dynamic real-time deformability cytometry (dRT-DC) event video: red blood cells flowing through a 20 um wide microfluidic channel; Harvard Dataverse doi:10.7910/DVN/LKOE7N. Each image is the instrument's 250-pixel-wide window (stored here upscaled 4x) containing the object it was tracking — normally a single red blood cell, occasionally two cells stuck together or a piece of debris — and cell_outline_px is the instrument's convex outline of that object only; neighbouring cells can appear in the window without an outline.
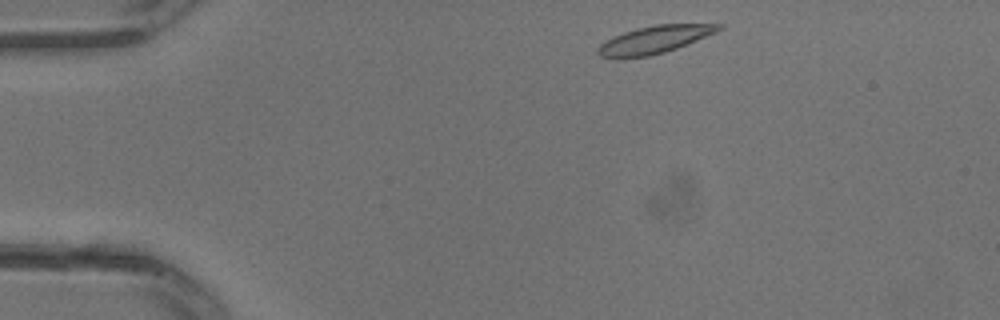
{"species": "common noctule bat (a hibernating species)", "species_latin": "Nyctalus noctula", "temperature_condition": "warm", "stored_images_in_passage": 13, "camera_frame_rate_fps": 3000, "um_per_image_px": 0.085, "animal": {"sex": "male", "body_mass_g": 13.3}, "frame": {"image": 1, "passage_image": 1, "time_ms": 0.0, "image_size_px": [1000, 320], "cell_outline_px": [[724, 28], [716, 32], [676, 48], [664, 52], [648, 56], [620, 60], [616, 60], [600, 56], [596, 52], [596, 48], [600, 44], [612, 36], [636, 28], [656, 24], [724, 24]], "centroid_in_image_um": [55.54, 3.39], "position_along_channel_um": 29.5, "area_um2": 19.71}}
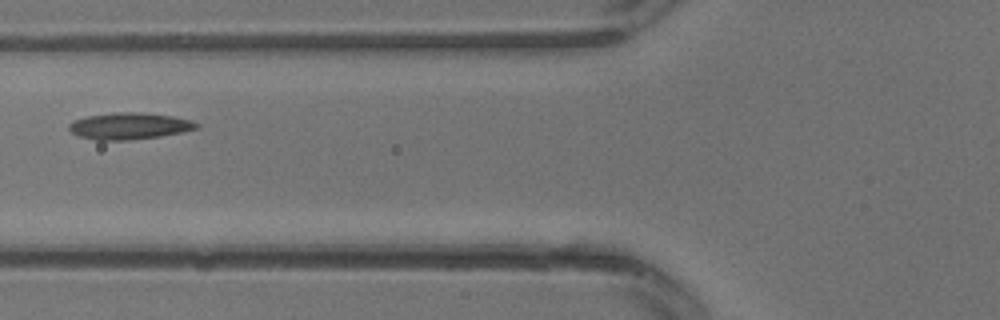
{"frame": {"image": 2, "passage_image": 8, "time_ms": 2.333, "image_size_px": [1000, 320], "cell_outline_px": [[200, 128], [184, 132], [160, 136], [128, 140], [96, 140], [80, 136], [72, 132], [68, 128], [68, 124], [76, 120], [88, 116], [120, 112], [132, 112], [172, 116], [192, 120], [200, 124]], "centroid_in_image_um": [11.05, 10.72], "position_along_channel_um": 114.8, "area_um2": 19.59}}
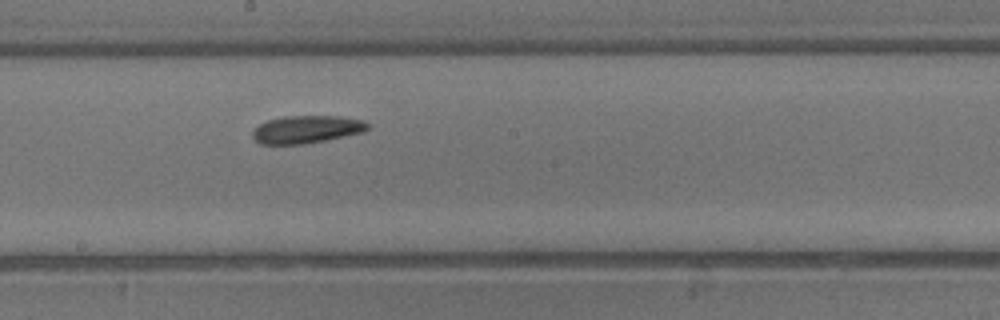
{"frame": {"image": 3, "passage_image": 13, "time_ms": 4.0, "image_size_px": [1000, 320], "cell_outline_px": [[368, 128], [360, 132], [344, 136], [304, 144], [260, 144], [252, 136], [252, 132], [260, 124], [268, 120], [284, 116], [340, 116], [364, 120], [368, 124]], "centroid_in_image_um": [26.04, 10.99], "position_along_channel_um": 222.2, "area_um2": 18.32}}